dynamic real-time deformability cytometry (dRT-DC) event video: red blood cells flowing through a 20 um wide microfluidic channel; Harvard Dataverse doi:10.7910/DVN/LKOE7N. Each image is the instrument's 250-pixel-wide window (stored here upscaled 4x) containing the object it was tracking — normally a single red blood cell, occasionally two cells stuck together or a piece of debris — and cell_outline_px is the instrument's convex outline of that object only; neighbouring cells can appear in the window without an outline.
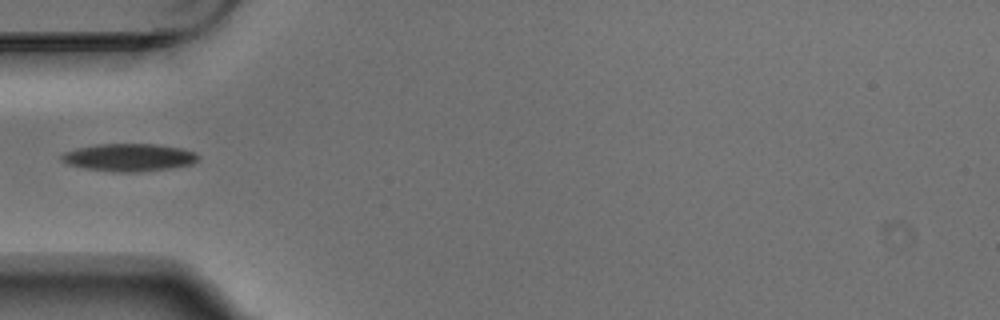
{"species": "Egyptian fruit bat (a non-hibernating species)", "species_latin": "Rousettus aegyptiacus", "temperature_condition": "warm", "stored_images_in_passage": 4, "camera_frame_rate_fps": 3000, "um_per_image_px": 0.085, "animal": {"sex": "male"}, "frame": {"image": 1, "passage_image": 4, "time_ms": 1.0, "image_size_px": [1000, 320], "cell_outline_px": [[200, 160], [192, 164], [172, 168], [136, 172], [112, 172], [84, 168], [68, 164], [60, 160], [60, 156], [64, 152], [76, 148], [96, 144], [156, 144], [180, 148], [196, 152], [200, 156]], "centroid_in_image_um": [10.98, 13.38], "position_along_channel_um": 74.0, "area_um2": 22.25}}